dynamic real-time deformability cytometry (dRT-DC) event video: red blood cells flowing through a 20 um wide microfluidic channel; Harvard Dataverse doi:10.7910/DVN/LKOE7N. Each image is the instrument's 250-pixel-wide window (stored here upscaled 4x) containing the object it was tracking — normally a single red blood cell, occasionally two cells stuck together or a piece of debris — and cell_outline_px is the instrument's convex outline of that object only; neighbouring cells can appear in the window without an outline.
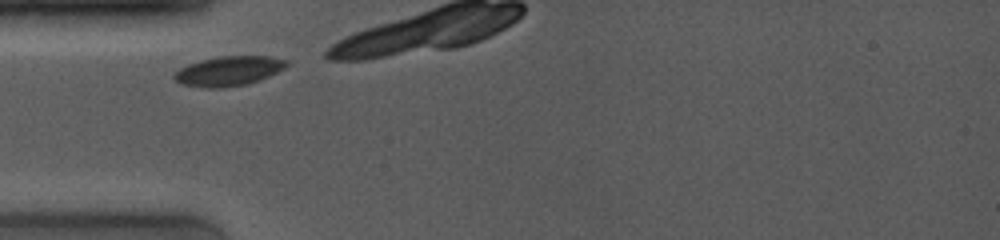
{"species": "common noctule bat (a hibernating species)", "species_latin": "Nyctalus noctula", "temperature_condition": "room temperature", "stored_images_in_passage": 4, "camera_frame_rate_fps": 4000, "um_per_image_px": 0.085, "animal": {"sex": "female", "body_mass_g": 19.0, "forearm_length_mm": 53.3}, "frame": {"image": 1, "passage_image": 1, "time_ms": 0.0, "image_size_px": [1000, 240], "cell_outline_px": [[288, 64], [284, 68], [260, 80], [248, 84], [220, 88], [204, 88], [180, 84], [172, 76], [180, 68], [188, 64], [200, 60], [220, 56], [268, 56], [288, 60]], "centroid_in_image_um": [19.42, 6.04], "position_along_channel_um": 65.6, "area_um2": 19.42}}